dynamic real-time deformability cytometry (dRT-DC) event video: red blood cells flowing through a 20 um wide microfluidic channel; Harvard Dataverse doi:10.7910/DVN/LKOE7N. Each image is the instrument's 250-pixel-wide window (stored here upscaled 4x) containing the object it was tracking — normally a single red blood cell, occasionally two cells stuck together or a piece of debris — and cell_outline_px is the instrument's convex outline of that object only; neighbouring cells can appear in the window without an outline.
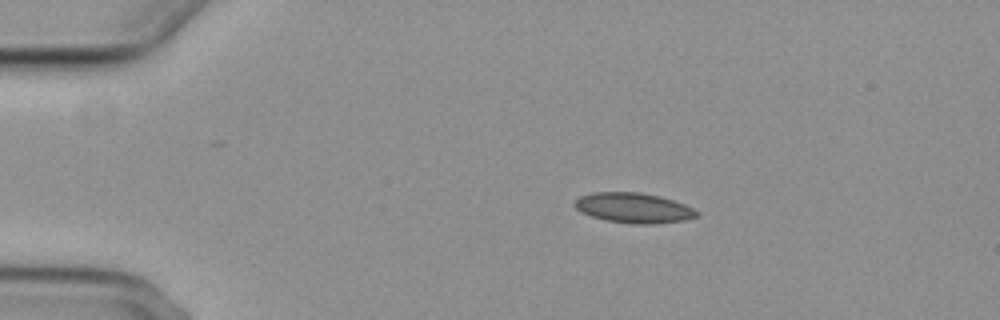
{"species": "common noctule bat (a hibernating species)", "species_latin": "Nyctalus noctula", "temperature_condition": "cold", "stored_images_in_passage": 46, "camera_frame_rate_fps": 3000, "um_per_image_px": 0.085, "animal": {"sex": "female", "body_mass_g": 29.2, "forearm_length_mm": 56.3}, "frame": {"image": 1, "passage_image": 1, "time_ms": 0.0, "image_size_px": [1000, 320], "cell_outline_px": [[700, 216], [684, 220], [652, 224], [632, 224], [604, 220], [580, 212], [572, 204], [580, 196], [592, 192], [640, 192], [660, 196], [684, 204], [700, 212]], "centroid_in_image_um": [53.85, 17.67], "position_along_channel_um": 31.2, "area_um2": 21.56}}
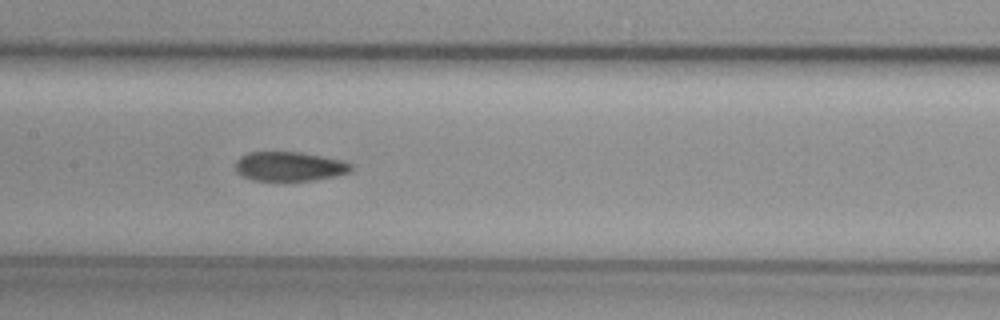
{"frame": {"image": 2, "passage_image": 18, "time_ms": 5.667, "image_size_px": [1000, 320], "cell_outline_px": [[352, 172], [336, 176], [312, 180], [252, 180], [240, 176], [236, 172], [236, 160], [240, 156], [248, 152], [300, 152], [344, 160], [352, 164]], "centroid_in_image_um": [24.61, 14.14], "position_along_channel_um": 182.8, "area_um2": 19.94}}
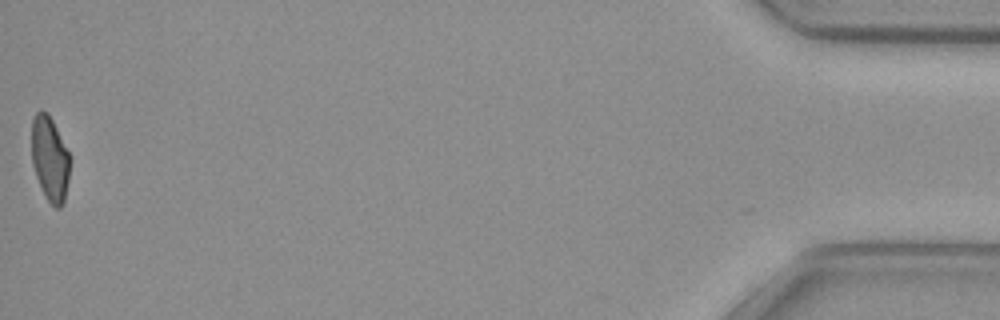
{"frame": {"image": 3, "passage_image": 46, "time_ms": 15.0, "image_size_px": [1000, 320], "cell_outline_px": [[68, 180], [64, 204], [60, 208], [56, 208], [48, 200], [36, 176], [32, 164], [32, 120], [36, 112], [40, 108], [48, 112], [68, 152]], "centroid_in_image_um": [4.22, 13.46], "position_along_channel_um": 431.0, "area_um2": 18.55}, "authors_computed_cell_mechanics": {"area_um2": 20.6635, "velocity_mm_per_s": 3.7146, "shape_relaxation_time_tau1_ms": null, "shape_relaxation_time_tau2_ms": 4.3818, "deformation_change_tau1": null, "deformation_change_tau2": 0.0858}}